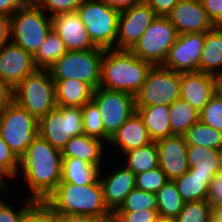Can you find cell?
<instances>
[{"label":"cell","instance_id":"38","mask_svg":"<svg viewBox=\"0 0 222 222\" xmlns=\"http://www.w3.org/2000/svg\"><path fill=\"white\" fill-rule=\"evenodd\" d=\"M167 181L166 174L160 167L141 172L135 179L136 188L149 193H157Z\"/></svg>","mask_w":222,"mask_h":222},{"label":"cell","instance_id":"44","mask_svg":"<svg viewBox=\"0 0 222 222\" xmlns=\"http://www.w3.org/2000/svg\"><path fill=\"white\" fill-rule=\"evenodd\" d=\"M200 2L213 24L222 28V0H200Z\"/></svg>","mask_w":222,"mask_h":222},{"label":"cell","instance_id":"41","mask_svg":"<svg viewBox=\"0 0 222 222\" xmlns=\"http://www.w3.org/2000/svg\"><path fill=\"white\" fill-rule=\"evenodd\" d=\"M160 219L157 210H138L135 212H115L113 222H158Z\"/></svg>","mask_w":222,"mask_h":222},{"label":"cell","instance_id":"52","mask_svg":"<svg viewBox=\"0 0 222 222\" xmlns=\"http://www.w3.org/2000/svg\"><path fill=\"white\" fill-rule=\"evenodd\" d=\"M45 0H20V4L23 8H35L42 9Z\"/></svg>","mask_w":222,"mask_h":222},{"label":"cell","instance_id":"54","mask_svg":"<svg viewBox=\"0 0 222 222\" xmlns=\"http://www.w3.org/2000/svg\"><path fill=\"white\" fill-rule=\"evenodd\" d=\"M8 178H5L3 176H0V193H4L5 190H8L7 188V184L5 182V180ZM4 191V192H3ZM3 202V199L0 198V204Z\"/></svg>","mask_w":222,"mask_h":222},{"label":"cell","instance_id":"10","mask_svg":"<svg viewBox=\"0 0 222 222\" xmlns=\"http://www.w3.org/2000/svg\"><path fill=\"white\" fill-rule=\"evenodd\" d=\"M39 135L62 150L71 137L84 134L82 107L57 106L38 121Z\"/></svg>","mask_w":222,"mask_h":222},{"label":"cell","instance_id":"24","mask_svg":"<svg viewBox=\"0 0 222 222\" xmlns=\"http://www.w3.org/2000/svg\"><path fill=\"white\" fill-rule=\"evenodd\" d=\"M222 28L214 27L204 33V43L199 61V72L222 77Z\"/></svg>","mask_w":222,"mask_h":222},{"label":"cell","instance_id":"18","mask_svg":"<svg viewBox=\"0 0 222 222\" xmlns=\"http://www.w3.org/2000/svg\"><path fill=\"white\" fill-rule=\"evenodd\" d=\"M159 167L168 180H175L189 170L184 135H173L156 141Z\"/></svg>","mask_w":222,"mask_h":222},{"label":"cell","instance_id":"55","mask_svg":"<svg viewBox=\"0 0 222 222\" xmlns=\"http://www.w3.org/2000/svg\"><path fill=\"white\" fill-rule=\"evenodd\" d=\"M217 155H218L219 172H222V145L217 150Z\"/></svg>","mask_w":222,"mask_h":222},{"label":"cell","instance_id":"8","mask_svg":"<svg viewBox=\"0 0 222 222\" xmlns=\"http://www.w3.org/2000/svg\"><path fill=\"white\" fill-rule=\"evenodd\" d=\"M42 9L19 8L11 17V42L34 56L52 29V18Z\"/></svg>","mask_w":222,"mask_h":222},{"label":"cell","instance_id":"57","mask_svg":"<svg viewBox=\"0 0 222 222\" xmlns=\"http://www.w3.org/2000/svg\"><path fill=\"white\" fill-rule=\"evenodd\" d=\"M158 222H176L175 219H162L160 218Z\"/></svg>","mask_w":222,"mask_h":222},{"label":"cell","instance_id":"46","mask_svg":"<svg viewBox=\"0 0 222 222\" xmlns=\"http://www.w3.org/2000/svg\"><path fill=\"white\" fill-rule=\"evenodd\" d=\"M157 16H168L179 0H144Z\"/></svg>","mask_w":222,"mask_h":222},{"label":"cell","instance_id":"58","mask_svg":"<svg viewBox=\"0 0 222 222\" xmlns=\"http://www.w3.org/2000/svg\"><path fill=\"white\" fill-rule=\"evenodd\" d=\"M210 222H222V220L216 219V218L211 214Z\"/></svg>","mask_w":222,"mask_h":222},{"label":"cell","instance_id":"17","mask_svg":"<svg viewBox=\"0 0 222 222\" xmlns=\"http://www.w3.org/2000/svg\"><path fill=\"white\" fill-rule=\"evenodd\" d=\"M218 77L203 72L180 73V99L200 112L216 94Z\"/></svg>","mask_w":222,"mask_h":222},{"label":"cell","instance_id":"31","mask_svg":"<svg viewBox=\"0 0 222 222\" xmlns=\"http://www.w3.org/2000/svg\"><path fill=\"white\" fill-rule=\"evenodd\" d=\"M170 126L173 135H184L199 121V112L188 102L178 99L169 106Z\"/></svg>","mask_w":222,"mask_h":222},{"label":"cell","instance_id":"40","mask_svg":"<svg viewBox=\"0 0 222 222\" xmlns=\"http://www.w3.org/2000/svg\"><path fill=\"white\" fill-rule=\"evenodd\" d=\"M36 202V200L27 197L21 207L13 209L9 203L3 201L0 204V222H23L25 212Z\"/></svg>","mask_w":222,"mask_h":222},{"label":"cell","instance_id":"5","mask_svg":"<svg viewBox=\"0 0 222 222\" xmlns=\"http://www.w3.org/2000/svg\"><path fill=\"white\" fill-rule=\"evenodd\" d=\"M38 135V120L15 101L0 112V136L19 160Z\"/></svg>","mask_w":222,"mask_h":222},{"label":"cell","instance_id":"4","mask_svg":"<svg viewBox=\"0 0 222 222\" xmlns=\"http://www.w3.org/2000/svg\"><path fill=\"white\" fill-rule=\"evenodd\" d=\"M14 101L38 121L54 110L55 82L48 69H37L14 88Z\"/></svg>","mask_w":222,"mask_h":222},{"label":"cell","instance_id":"32","mask_svg":"<svg viewBox=\"0 0 222 222\" xmlns=\"http://www.w3.org/2000/svg\"><path fill=\"white\" fill-rule=\"evenodd\" d=\"M66 52L64 42L52 28L37 53L33 56L34 65L38 69H48Z\"/></svg>","mask_w":222,"mask_h":222},{"label":"cell","instance_id":"50","mask_svg":"<svg viewBox=\"0 0 222 222\" xmlns=\"http://www.w3.org/2000/svg\"><path fill=\"white\" fill-rule=\"evenodd\" d=\"M21 7L20 0H0V15L11 17Z\"/></svg>","mask_w":222,"mask_h":222},{"label":"cell","instance_id":"53","mask_svg":"<svg viewBox=\"0 0 222 222\" xmlns=\"http://www.w3.org/2000/svg\"><path fill=\"white\" fill-rule=\"evenodd\" d=\"M211 214L219 220H222V203L213 205L211 207Z\"/></svg>","mask_w":222,"mask_h":222},{"label":"cell","instance_id":"56","mask_svg":"<svg viewBox=\"0 0 222 222\" xmlns=\"http://www.w3.org/2000/svg\"><path fill=\"white\" fill-rule=\"evenodd\" d=\"M217 92L221 95L222 97V77L218 79V86H217Z\"/></svg>","mask_w":222,"mask_h":222},{"label":"cell","instance_id":"21","mask_svg":"<svg viewBox=\"0 0 222 222\" xmlns=\"http://www.w3.org/2000/svg\"><path fill=\"white\" fill-rule=\"evenodd\" d=\"M146 126L137 112L132 114L128 120L109 139L108 144L120 149L121 153L134 150L151 143Z\"/></svg>","mask_w":222,"mask_h":222},{"label":"cell","instance_id":"33","mask_svg":"<svg viewBox=\"0 0 222 222\" xmlns=\"http://www.w3.org/2000/svg\"><path fill=\"white\" fill-rule=\"evenodd\" d=\"M184 137L187 145H200L216 150L222 145V132L200 121L194 123Z\"/></svg>","mask_w":222,"mask_h":222},{"label":"cell","instance_id":"28","mask_svg":"<svg viewBox=\"0 0 222 222\" xmlns=\"http://www.w3.org/2000/svg\"><path fill=\"white\" fill-rule=\"evenodd\" d=\"M214 176H200L189 170L174 180L184 202L207 200L208 187Z\"/></svg>","mask_w":222,"mask_h":222},{"label":"cell","instance_id":"30","mask_svg":"<svg viewBox=\"0 0 222 222\" xmlns=\"http://www.w3.org/2000/svg\"><path fill=\"white\" fill-rule=\"evenodd\" d=\"M157 195V211L162 219H175L184 206L174 180H168Z\"/></svg>","mask_w":222,"mask_h":222},{"label":"cell","instance_id":"15","mask_svg":"<svg viewBox=\"0 0 222 222\" xmlns=\"http://www.w3.org/2000/svg\"><path fill=\"white\" fill-rule=\"evenodd\" d=\"M168 17L178 35L205 33L215 27L200 0H179Z\"/></svg>","mask_w":222,"mask_h":222},{"label":"cell","instance_id":"35","mask_svg":"<svg viewBox=\"0 0 222 222\" xmlns=\"http://www.w3.org/2000/svg\"><path fill=\"white\" fill-rule=\"evenodd\" d=\"M97 105L91 100L82 107L84 134L104 141V127Z\"/></svg>","mask_w":222,"mask_h":222},{"label":"cell","instance_id":"12","mask_svg":"<svg viewBox=\"0 0 222 222\" xmlns=\"http://www.w3.org/2000/svg\"><path fill=\"white\" fill-rule=\"evenodd\" d=\"M180 99V72L153 66L140 90L136 106L168 105Z\"/></svg>","mask_w":222,"mask_h":222},{"label":"cell","instance_id":"22","mask_svg":"<svg viewBox=\"0 0 222 222\" xmlns=\"http://www.w3.org/2000/svg\"><path fill=\"white\" fill-rule=\"evenodd\" d=\"M104 143L106 142L86 134L74 136L68 140L61 154L62 157L79 158L101 170Z\"/></svg>","mask_w":222,"mask_h":222},{"label":"cell","instance_id":"20","mask_svg":"<svg viewBox=\"0 0 222 222\" xmlns=\"http://www.w3.org/2000/svg\"><path fill=\"white\" fill-rule=\"evenodd\" d=\"M122 167L116 168L112 174L108 175L109 177H104L103 179L101 174L103 170L101 169L99 172V181L103 189L104 201L113 214L123 204L128 193L136 188V174L124 165Z\"/></svg>","mask_w":222,"mask_h":222},{"label":"cell","instance_id":"45","mask_svg":"<svg viewBox=\"0 0 222 222\" xmlns=\"http://www.w3.org/2000/svg\"><path fill=\"white\" fill-rule=\"evenodd\" d=\"M207 201L211 207L222 203V172H218L208 187Z\"/></svg>","mask_w":222,"mask_h":222},{"label":"cell","instance_id":"39","mask_svg":"<svg viewBox=\"0 0 222 222\" xmlns=\"http://www.w3.org/2000/svg\"><path fill=\"white\" fill-rule=\"evenodd\" d=\"M20 160L0 136V176L8 179L18 178Z\"/></svg>","mask_w":222,"mask_h":222},{"label":"cell","instance_id":"11","mask_svg":"<svg viewBox=\"0 0 222 222\" xmlns=\"http://www.w3.org/2000/svg\"><path fill=\"white\" fill-rule=\"evenodd\" d=\"M92 101L97 105L103 127L104 142L136 112L135 96L126 92L98 87L93 91Z\"/></svg>","mask_w":222,"mask_h":222},{"label":"cell","instance_id":"13","mask_svg":"<svg viewBox=\"0 0 222 222\" xmlns=\"http://www.w3.org/2000/svg\"><path fill=\"white\" fill-rule=\"evenodd\" d=\"M156 16L144 0L120 12L116 49L131 50Z\"/></svg>","mask_w":222,"mask_h":222},{"label":"cell","instance_id":"7","mask_svg":"<svg viewBox=\"0 0 222 222\" xmlns=\"http://www.w3.org/2000/svg\"><path fill=\"white\" fill-rule=\"evenodd\" d=\"M104 50L97 47L86 51H67L48 68L52 79H77L95 90L101 82Z\"/></svg>","mask_w":222,"mask_h":222},{"label":"cell","instance_id":"1","mask_svg":"<svg viewBox=\"0 0 222 222\" xmlns=\"http://www.w3.org/2000/svg\"><path fill=\"white\" fill-rule=\"evenodd\" d=\"M19 169L32 193L29 197L44 201L61 181V151L38 135L20 159Z\"/></svg>","mask_w":222,"mask_h":222},{"label":"cell","instance_id":"37","mask_svg":"<svg viewBox=\"0 0 222 222\" xmlns=\"http://www.w3.org/2000/svg\"><path fill=\"white\" fill-rule=\"evenodd\" d=\"M199 121L222 132V97L218 92L199 112Z\"/></svg>","mask_w":222,"mask_h":222},{"label":"cell","instance_id":"49","mask_svg":"<svg viewBox=\"0 0 222 222\" xmlns=\"http://www.w3.org/2000/svg\"><path fill=\"white\" fill-rule=\"evenodd\" d=\"M9 42H11L10 17L0 15V48Z\"/></svg>","mask_w":222,"mask_h":222},{"label":"cell","instance_id":"6","mask_svg":"<svg viewBox=\"0 0 222 222\" xmlns=\"http://www.w3.org/2000/svg\"><path fill=\"white\" fill-rule=\"evenodd\" d=\"M77 13L96 47L116 49L120 12L110 8L103 0H82Z\"/></svg>","mask_w":222,"mask_h":222},{"label":"cell","instance_id":"14","mask_svg":"<svg viewBox=\"0 0 222 222\" xmlns=\"http://www.w3.org/2000/svg\"><path fill=\"white\" fill-rule=\"evenodd\" d=\"M203 43L204 33L178 35L162 67L180 73L199 71Z\"/></svg>","mask_w":222,"mask_h":222},{"label":"cell","instance_id":"48","mask_svg":"<svg viewBox=\"0 0 222 222\" xmlns=\"http://www.w3.org/2000/svg\"><path fill=\"white\" fill-rule=\"evenodd\" d=\"M14 101V88L0 77V112Z\"/></svg>","mask_w":222,"mask_h":222},{"label":"cell","instance_id":"26","mask_svg":"<svg viewBox=\"0 0 222 222\" xmlns=\"http://www.w3.org/2000/svg\"><path fill=\"white\" fill-rule=\"evenodd\" d=\"M187 161L189 171L200 176H215L219 172L216 149L203 146L188 145Z\"/></svg>","mask_w":222,"mask_h":222},{"label":"cell","instance_id":"29","mask_svg":"<svg viewBox=\"0 0 222 222\" xmlns=\"http://www.w3.org/2000/svg\"><path fill=\"white\" fill-rule=\"evenodd\" d=\"M127 162L124 165L136 175L159 167L157 143H151L123 154ZM126 155V156H125Z\"/></svg>","mask_w":222,"mask_h":222},{"label":"cell","instance_id":"27","mask_svg":"<svg viewBox=\"0 0 222 222\" xmlns=\"http://www.w3.org/2000/svg\"><path fill=\"white\" fill-rule=\"evenodd\" d=\"M100 170L79 158L62 157L61 181L75 185L93 183L99 177Z\"/></svg>","mask_w":222,"mask_h":222},{"label":"cell","instance_id":"9","mask_svg":"<svg viewBox=\"0 0 222 222\" xmlns=\"http://www.w3.org/2000/svg\"><path fill=\"white\" fill-rule=\"evenodd\" d=\"M177 37L169 17L156 16L130 51L153 66H162Z\"/></svg>","mask_w":222,"mask_h":222},{"label":"cell","instance_id":"42","mask_svg":"<svg viewBox=\"0 0 222 222\" xmlns=\"http://www.w3.org/2000/svg\"><path fill=\"white\" fill-rule=\"evenodd\" d=\"M23 222H53V211L44 201H36L25 212Z\"/></svg>","mask_w":222,"mask_h":222},{"label":"cell","instance_id":"19","mask_svg":"<svg viewBox=\"0 0 222 222\" xmlns=\"http://www.w3.org/2000/svg\"><path fill=\"white\" fill-rule=\"evenodd\" d=\"M52 28L64 42L67 51H86L97 48L88 35L86 26L77 12L57 14Z\"/></svg>","mask_w":222,"mask_h":222},{"label":"cell","instance_id":"25","mask_svg":"<svg viewBox=\"0 0 222 222\" xmlns=\"http://www.w3.org/2000/svg\"><path fill=\"white\" fill-rule=\"evenodd\" d=\"M136 112L146 126L152 141L173 136L168 105L136 106Z\"/></svg>","mask_w":222,"mask_h":222},{"label":"cell","instance_id":"34","mask_svg":"<svg viewBox=\"0 0 222 222\" xmlns=\"http://www.w3.org/2000/svg\"><path fill=\"white\" fill-rule=\"evenodd\" d=\"M157 210V195L137 188L132 189L116 212Z\"/></svg>","mask_w":222,"mask_h":222},{"label":"cell","instance_id":"3","mask_svg":"<svg viewBox=\"0 0 222 222\" xmlns=\"http://www.w3.org/2000/svg\"><path fill=\"white\" fill-rule=\"evenodd\" d=\"M152 67L130 50L106 49L101 61L99 87L135 96Z\"/></svg>","mask_w":222,"mask_h":222},{"label":"cell","instance_id":"2","mask_svg":"<svg viewBox=\"0 0 222 222\" xmlns=\"http://www.w3.org/2000/svg\"><path fill=\"white\" fill-rule=\"evenodd\" d=\"M55 213L89 215L111 222L113 213L104 201L99 177L87 185L60 182L44 200Z\"/></svg>","mask_w":222,"mask_h":222},{"label":"cell","instance_id":"36","mask_svg":"<svg viewBox=\"0 0 222 222\" xmlns=\"http://www.w3.org/2000/svg\"><path fill=\"white\" fill-rule=\"evenodd\" d=\"M211 205L207 200L185 202L176 222H210Z\"/></svg>","mask_w":222,"mask_h":222},{"label":"cell","instance_id":"43","mask_svg":"<svg viewBox=\"0 0 222 222\" xmlns=\"http://www.w3.org/2000/svg\"><path fill=\"white\" fill-rule=\"evenodd\" d=\"M81 2L82 0H45L42 10L53 17L57 14L77 12Z\"/></svg>","mask_w":222,"mask_h":222},{"label":"cell","instance_id":"47","mask_svg":"<svg viewBox=\"0 0 222 222\" xmlns=\"http://www.w3.org/2000/svg\"><path fill=\"white\" fill-rule=\"evenodd\" d=\"M53 222H107L105 219L89 215L60 214L53 212Z\"/></svg>","mask_w":222,"mask_h":222},{"label":"cell","instance_id":"23","mask_svg":"<svg viewBox=\"0 0 222 222\" xmlns=\"http://www.w3.org/2000/svg\"><path fill=\"white\" fill-rule=\"evenodd\" d=\"M57 106L83 107L92 100L93 89L77 79H53Z\"/></svg>","mask_w":222,"mask_h":222},{"label":"cell","instance_id":"51","mask_svg":"<svg viewBox=\"0 0 222 222\" xmlns=\"http://www.w3.org/2000/svg\"><path fill=\"white\" fill-rule=\"evenodd\" d=\"M110 8L122 12L133 5L139 4L142 0H103Z\"/></svg>","mask_w":222,"mask_h":222},{"label":"cell","instance_id":"16","mask_svg":"<svg viewBox=\"0 0 222 222\" xmlns=\"http://www.w3.org/2000/svg\"><path fill=\"white\" fill-rule=\"evenodd\" d=\"M37 69L33 56L20 46L9 42L0 48V77L13 88Z\"/></svg>","mask_w":222,"mask_h":222}]
</instances>
